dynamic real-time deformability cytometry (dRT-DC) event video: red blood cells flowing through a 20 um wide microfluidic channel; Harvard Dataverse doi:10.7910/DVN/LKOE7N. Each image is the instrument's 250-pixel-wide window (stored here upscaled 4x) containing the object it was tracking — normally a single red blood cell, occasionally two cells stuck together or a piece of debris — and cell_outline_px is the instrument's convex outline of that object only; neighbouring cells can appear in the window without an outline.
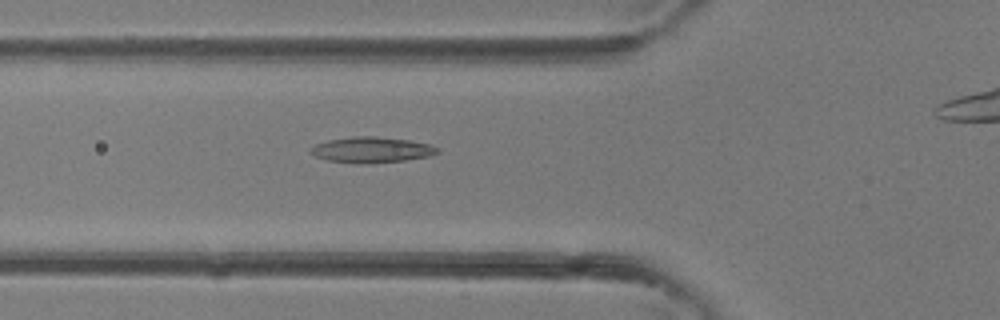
{"species": "common noctule bat (a hibernating species)", "species_latin": "Nyctalus noctula", "temperature_condition": "room temperature", "stored_images_in_passage": 28, "camera_frame_rate_fps": 3000, "um_per_image_px": 0.085, "animal": {"sex": "female"}, "frame": {"image": 1, "passage_image": 7, "time_ms": 2.0, "image_size_px": [1000, 320], "cell_outline_px": [[440, 152], [432, 156], [404, 160], [364, 164], [356, 164], [328, 160], [316, 156], [308, 152], [308, 148], [316, 144], [328, 140], [352, 136], [376, 136], [408, 140], [432, 144], [440, 148]], "centroid_in_image_um": [31.6, 12.73], "position_along_channel_um": 94.2, "area_um2": 19.31}}
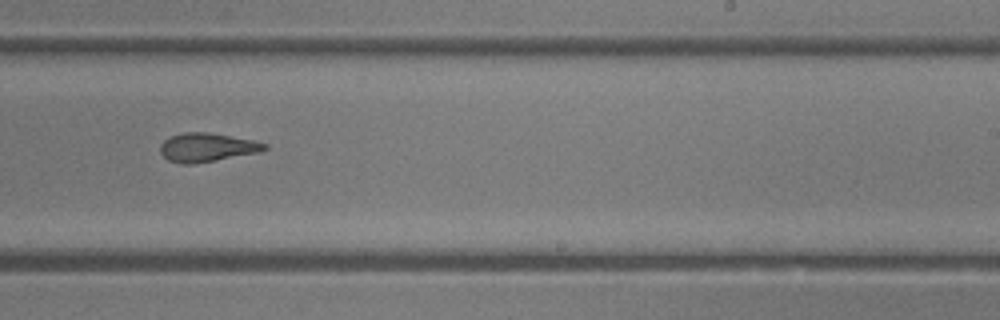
{"frame": {"image": 2, "passage_image": 17, "time_ms": 5.333, "image_size_px": [1000, 320], "cell_outline_px": [[268, 148], [256, 152], [216, 160], [192, 164], [180, 164], [168, 160], [160, 152], [160, 144], [164, 140], [172, 136], [184, 132], [208, 132], [252, 140], [268, 144]], "centroid_in_image_um": [17.55, 12.53], "position_along_channel_um": 271.5, "area_um2": 17.22}}
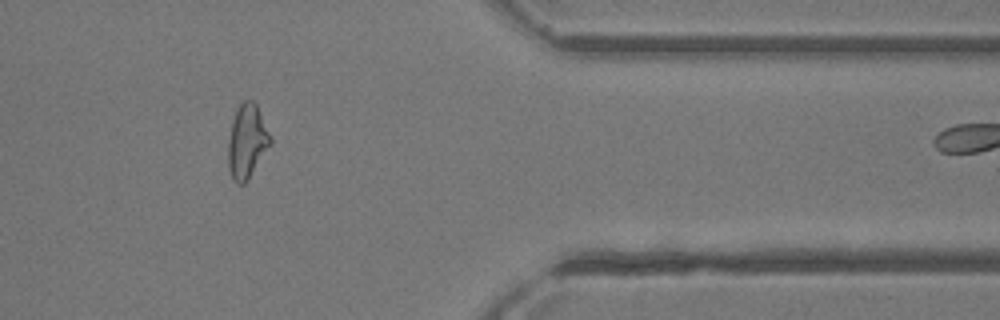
{"frame": {"image": 3, "passage_image": 25, "time_ms": 8.0, "image_size_px": [1000, 320], "cell_outline_px": [[272, 144], [248, 180], [244, 184], [236, 184], [232, 180], [228, 168], [228, 140], [232, 120], [236, 108], [244, 100], [252, 100], [256, 104], [272, 136]], "centroid_in_image_um": [21.0, 12.04], "position_along_channel_um": 390.4, "area_um2": 18.61}}